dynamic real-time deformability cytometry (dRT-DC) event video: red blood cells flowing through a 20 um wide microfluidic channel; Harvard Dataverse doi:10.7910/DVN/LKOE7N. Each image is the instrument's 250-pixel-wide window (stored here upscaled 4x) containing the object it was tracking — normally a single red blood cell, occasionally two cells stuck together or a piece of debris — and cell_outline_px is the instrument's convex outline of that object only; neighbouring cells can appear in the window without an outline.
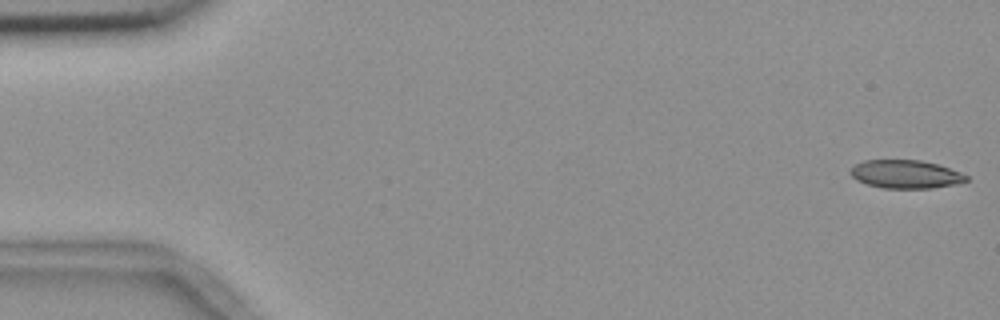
{"species": "common noctule bat (a hibernating species)", "species_latin": "Nyctalus noctula", "temperature_condition": "room temperature", "stored_images_in_passage": 55, "camera_frame_rate_fps": 3000, "um_per_image_px": 0.085, "animal": {"sex": "female", "body_mass_g": 18.4}, "frame": {"image": 1, "passage_image": 1, "time_ms": 0.0, "image_size_px": [1000, 320], "cell_outline_px": [[968, 180], [952, 184], [932, 188], [884, 188], [868, 184], [856, 180], [848, 172], [856, 164], [864, 160], [920, 160], [936, 164], [960, 172], [968, 176]], "centroid_in_image_um": [76.94, 14.8], "position_along_channel_um": 8.1, "area_um2": 18.84}}
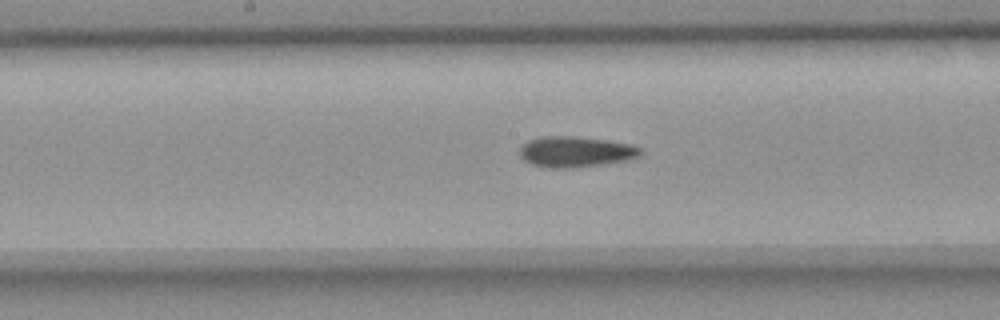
{"frame": {"image": 2, "passage_image": 28, "time_ms": 9.0, "image_size_px": [1000, 320], "cell_outline_px": [[644, 152], [640, 156], [628, 160], [572, 168], [556, 168], [532, 164], [524, 160], [520, 156], [520, 148], [528, 140], [540, 136], [572, 136], [608, 140], [628, 144], [640, 148]], "centroid_in_image_um": [48.93, 12.89], "position_along_channel_um": 199.3, "area_um2": 21.5}}
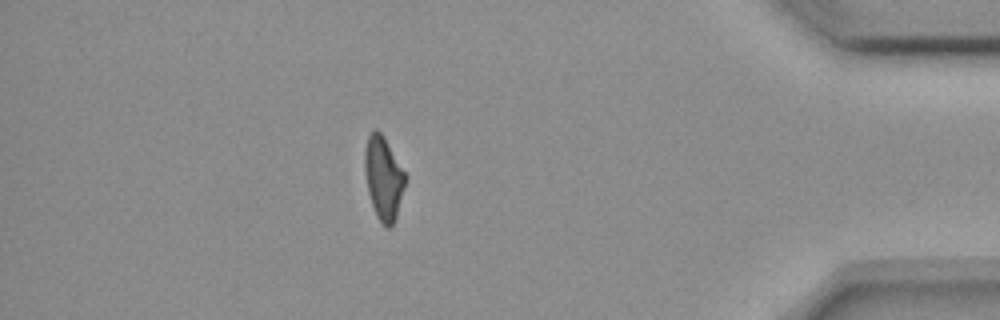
{"frame": {"image": 3, "passage_image": 48, "time_ms": 15.667, "image_size_px": [1000, 320], "cell_outline_px": [[404, 188], [396, 216], [392, 224], [388, 228], [376, 216], [368, 192], [364, 168], [364, 148], [368, 136], [372, 128], [376, 128], [384, 136], [404, 172]], "centroid_in_image_um": [32.55, 15.07], "position_along_channel_um": 402.6, "area_um2": 19.31}, "authors_computed_cell_mechanics": {"area_um2": 20.4612, "velocity_mm_per_s": 3.6988, "shape_relaxation_time_tau1_ms": null, "shape_relaxation_time_tau2_ms": 4.7176, "deformation_change_tau1": null, "deformation_change_tau2": 0.1356}}